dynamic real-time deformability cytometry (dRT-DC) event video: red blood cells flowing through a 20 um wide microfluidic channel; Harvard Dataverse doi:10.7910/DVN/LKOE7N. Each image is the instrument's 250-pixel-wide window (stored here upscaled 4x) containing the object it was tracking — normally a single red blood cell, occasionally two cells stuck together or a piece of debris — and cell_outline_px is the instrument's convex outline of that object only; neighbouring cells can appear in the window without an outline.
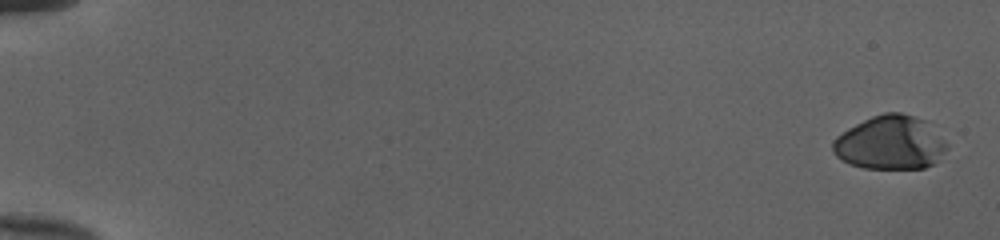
{"species": "human", "species_latin": "Homo sapiens", "temperature_condition": "cold", "stored_images_in_passage": 52, "camera_frame_rate_fps": 3000, "um_per_image_px": 0.085, "donor": {"sex": "female"}, "frame": {"image": 1, "passage_image": 1, "time_ms": 0.0, "image_size_px": [1000, 240], "cell_outline_px": [[948, 148], [932, 164], [924, 168], [864, 168], [852, 164], [836, 156], [832, 152], [832, 144], [836, 136], [848, 128], [872, 116], [884, 112], [900, 112], [928, 120], [948, 144]], "centroid_in_image_um": [75.69, 12.11], "position_along_channel_um": 9.3, "area_um2": 35.78}}
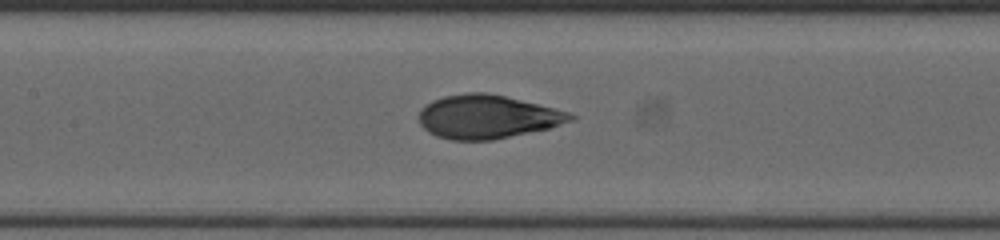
{"frame": {"image": 2, "passage_image": 27, "time_ms": 8.667, "image_size_px": [1000, 240], "cell_outline_px": [[576, 120], [548, 128], [492, 140], [452, 140], [436, 136], [428, 132], [420, 124], [420, 108], [424, 104], [432, 100], [444, 96], [468, 92], [488, 92], [568, 112], [576, 116]], "centroid_in_image_um": [41.39, 9.92], "position_along_channel_um": 166.0, "area_um2": 38.26}}
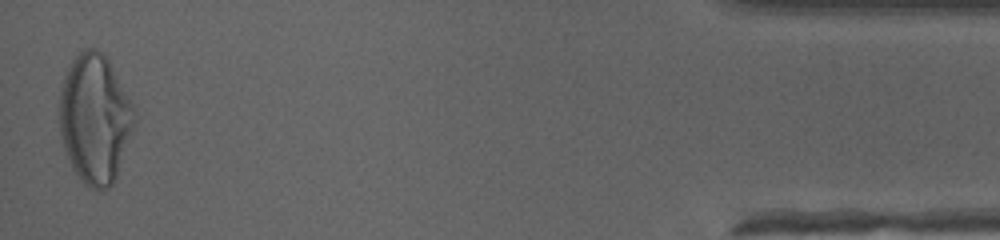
{"frame": {"image": 3, "passage_image": 52, "time_ms": 17.0, "image_size_px": [1000, 240], "cell_outline_px": [[136, 120], [116, 176], [112, 184], [108, 188], [100, 192], [84, 184], [80, 180], [72, 168], [64, 148], [60, 136], [60, 88], [64, 76], [72, 60], [84, 48], [96, 48], [104, 52], [132, 104], [136, 112]], "centroid_in_image_um": [8.05, 10.1], "position_along_channel_um": 427.1, "area_um2": 56.3}, "authors_computed_cell_mechanics": {"area_um2": 37.9168, "velocity_mm_per_s": 4.0134, "shape_relaxation_time_tau1_ms": 4.4805, "shape_relaxation_time_tau2_ms": null, "deformation_change_tau1": 0.2253, "deformation_change_tau2": null}}